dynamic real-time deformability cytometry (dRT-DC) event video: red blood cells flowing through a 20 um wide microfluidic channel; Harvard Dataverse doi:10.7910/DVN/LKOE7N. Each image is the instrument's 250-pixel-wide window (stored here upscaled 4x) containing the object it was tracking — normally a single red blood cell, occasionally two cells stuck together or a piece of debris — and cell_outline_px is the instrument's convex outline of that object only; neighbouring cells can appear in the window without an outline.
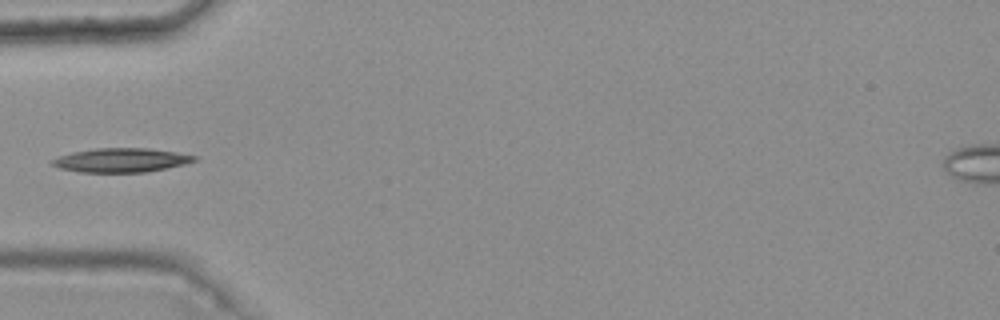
{"species": "common noctule bat (a hibernating species)", "species_latin": "Nyctalus noctula", "temperature_condition": "warm", "stored_images_in_passage": 5, "camera_frame_rate_fps": 3000, "um_per_image_px": 0.085, "animal": {"sex": "female", "body_mass_g": 25.1}, "frame": {"image": 1, "passage_image": 4, "time_ms": 1.0, "image_size_px": [1000, 320], "cell_outline_px": [[196, 160], [184, 164], [144, 172], [80, 172], [60, 168], [52, 164], [48, 160], [72, 152], [96, 148], [148, 148], [176, 152], [196, 156]], "centroid_in_image_um": [10.25, 13.61], "position_along_channel_um": 74.7, "area_um2": 19.71}}
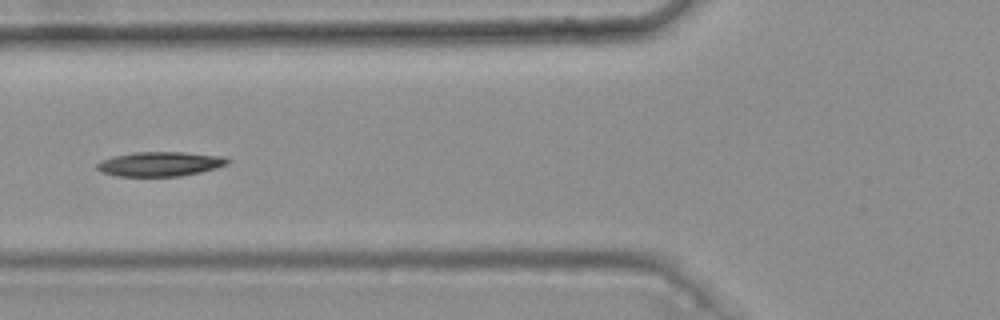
{"frame": {"image": 2, "passage_image": 5, "time_ms": 1.333, "image_size_px": [1000, 320], "cell_outline_px": [[232, 160], [228, 164], [216, 168], [200, 172], [180, 176], [116, 176], [100, 172], [96, 168], [96, 164], [100, 160], [112, 156], [132, 152], [184, 152], [224, 156]], "centroid_in_image_um": [13.59, 13.93], "position_along_channel_um": 112.2, "area_um2": 18.9}}